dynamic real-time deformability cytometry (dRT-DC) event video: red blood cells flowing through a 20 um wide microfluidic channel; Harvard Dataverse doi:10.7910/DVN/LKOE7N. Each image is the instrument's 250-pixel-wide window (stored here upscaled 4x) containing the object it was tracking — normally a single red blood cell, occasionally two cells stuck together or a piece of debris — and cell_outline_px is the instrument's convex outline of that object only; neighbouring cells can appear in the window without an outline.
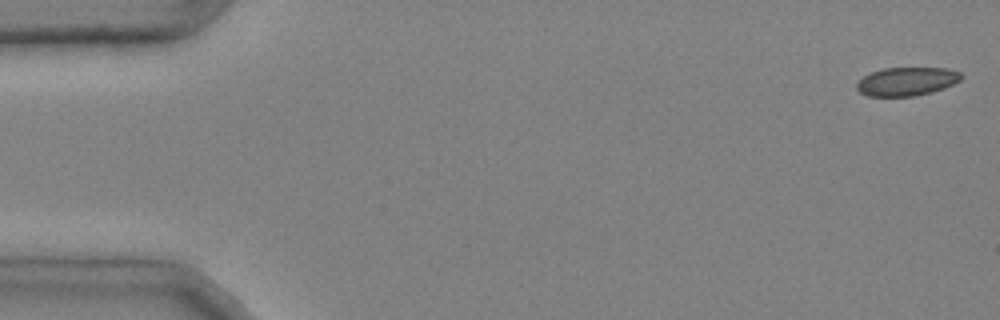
{"species": "common noctule bat (a hibernating species)", "species_latin": "Nyctalus noctula", "temperature_condition": "cold", "stored_images_in_passage": 44, "camera_frame_rate_fps": 3000, "um_per_image_px": 0.085, "animal": {"sex": "male", "body_mass_g": 20.4}, "frame": {"image": 1, "passage_image": 1, "time_ms": 0.0, "image_size_px": [1000, 320], "cell_outline_px": [[964, 76], [960, 80], [944, 88], [932, 92], [912, 96], [868, 96], [860, 92], [856, 88], [856, 84], [864, 76], [872, 72], [884, 68], [948, 68], [960, 72]], "centroid_in_image_um": [77.09, 6.92], "position_along_channel_um": 7.9, "area_um2": 17.28}}
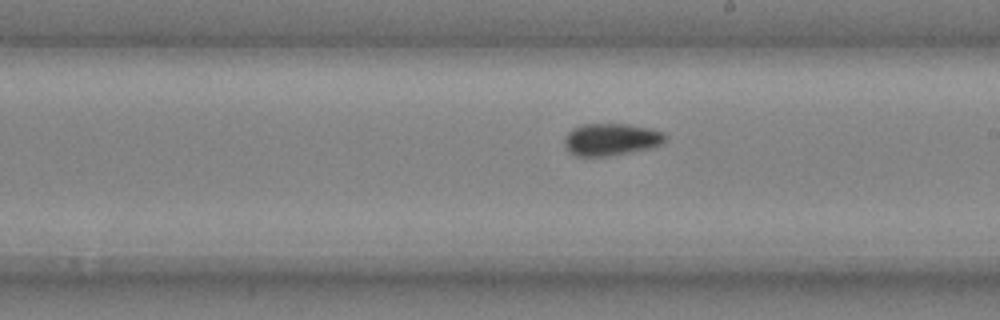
{"frame": {"image": 2, "passage_image": 28, "time_ms": 9.0, "image_size_px": [1000, 320], "cell_outline_px": [[668, 136], [660, 144], [652, 148], [608, 156], [576, 156], [564, 144], [564, 140], [568, 132], [572, 128], [584, 124], [628, 124], [648, 128], [664, 132]], "centroid_in_image_um": [51.96, 11.84], "position_along_channel_um": 237.0, "area_um2": 18.79}}
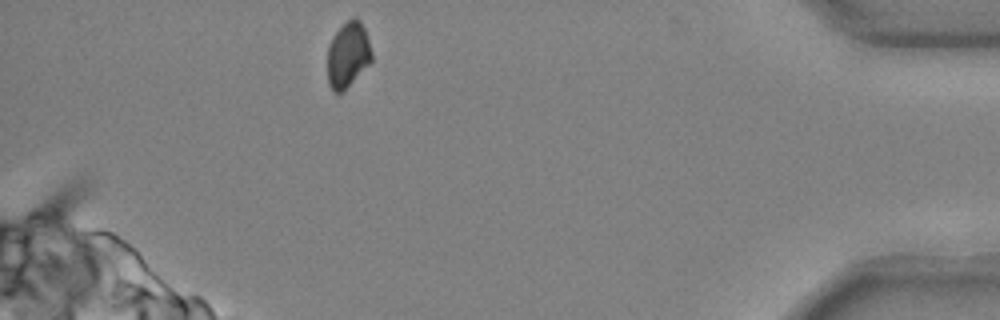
{"frame": {"image": 3, "passage_image": 44, "time_ms": 14.333, "image_size_px": [1000, 320], "cell_outline_px": [[372, 60], [340, 92], [332, 92], [328, 84], [328, 44], [332, 36], [352, 16], [356, 16], [360, 20], [364, 28], [372, 52]], "centroid_in_image_um": [29.55, 4.6], "position_along_channel_um": 405.6, "area_um2": 16.53}, "authors_computed_cell_mechanics": {"area_um2": 18.3515, "velocity_mm_per_s": 4.0037, "shape_relaxation_time_tau1_ms": 2.6157, "shape_relaxation_time_tau2_ms": 6.4839, "deformation_change_tau1": 0.0528, "deformation_change_tau2": 0.0688}}